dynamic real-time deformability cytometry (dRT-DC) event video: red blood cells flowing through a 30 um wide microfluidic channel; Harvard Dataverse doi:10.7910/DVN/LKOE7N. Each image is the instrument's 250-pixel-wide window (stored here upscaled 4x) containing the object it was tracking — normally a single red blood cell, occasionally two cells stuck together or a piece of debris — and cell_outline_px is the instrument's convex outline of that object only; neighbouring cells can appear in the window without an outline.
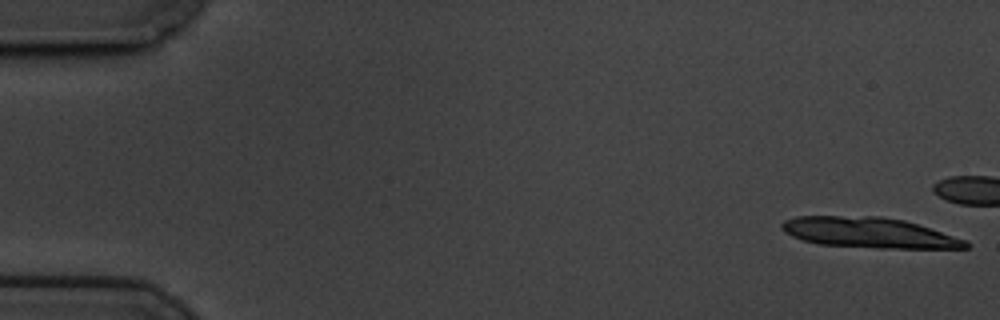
{"species": "common noctule bat (a hibernating species)", "species_latin": "Nyctalus noctula", "temperature_condition": "cold", "stored_images_in_passage": 15, "camera_frame_rate_fps": 3000, "um_per_image_px": 0.085, "animal": {"sex": "male", "body_mass_g": 19.5, "forearm_length_mm": 54.6}, "frame": {"image": 1, "passage_image": 1, "time_ms": 0.0, "image_size_px": [1000, 320], "cell_outline_px": [[972, 244], [968, 248], [876, 248], [820, 244], [804, 240], [792, 236], [784, 232], [780, 228], [780, 224], [784, 220], [796, 216], [880, 216], [904, 220], [968, 240]], "centroid_in_image_um": [73.87, 19.77], "position_along_channel_um": 11.1, "area_um2": 32.71}}